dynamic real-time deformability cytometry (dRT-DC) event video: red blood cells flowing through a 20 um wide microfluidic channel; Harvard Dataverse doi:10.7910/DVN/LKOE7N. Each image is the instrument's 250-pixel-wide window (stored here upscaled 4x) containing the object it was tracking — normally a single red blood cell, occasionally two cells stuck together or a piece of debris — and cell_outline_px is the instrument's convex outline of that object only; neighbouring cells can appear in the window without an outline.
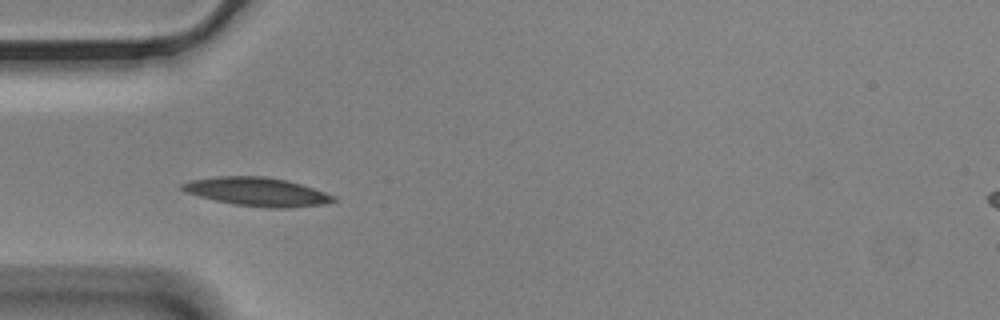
{"species": "Egyptian fruit bat (a non-hibernating species)", "species_latin": "Rousettus aegyptiacus", "temperature_condition": "cold", "stored_images_in_passage": 37, "camera_frame_rate_fps": 3000, "um_per_image_px": 0.085, "animal": {"sex": "male"}, "frame": {"image": 1, "passage_image": 1, "time_ms": 0.0, "image_size_px": [1000, 320], "cell_outline_px": [[336, 200], [324, 204], [288, 208], [268, 208], [232, 204], [184, 192], [180, 188], [180, 184], [188, 180], [216, 176], [264, 176], [288, 180], [336, 196]], "centroid_in_image_um": [21.82, 16.29], "position_along_channel_um": 63.2, "area_um2": 25.26}}
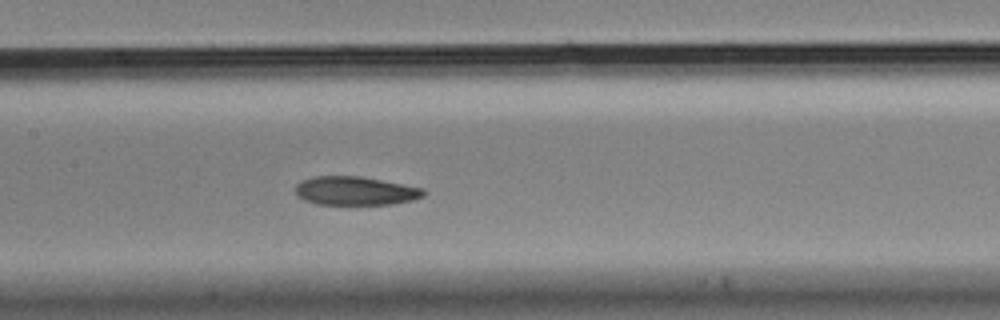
{"frame": {"image": 2, "passage_image": 11, "time_ms": 3.333, "image_size_px": [1000, 320], "cell_outline_px": [[428, 192], [424, 196], [412, 200], [392, 204], [316, 204], [304, 200], [296, 196], [296, 184], [300, 180], [312, 176], [360, 176], [424, 188]], "centroid_in_image_um": [30.19, 16.22], "position_along_channel_um": 177.2, "area_um2": 21.56}}
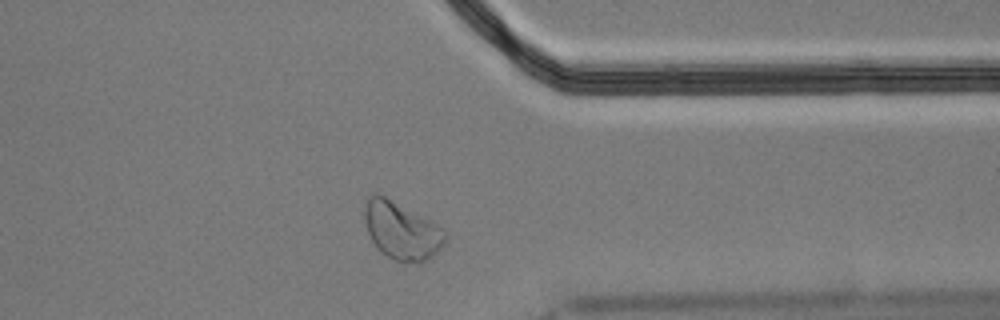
{"frame": {"image": 3, "passage_image": 29, "time_ms": 9.333, "image_size_px": [1000, 320], "cell_outline_px": [[448, 240], [436, 252], [420, 264], [416, 264], [396, 260], [380, 252], [376, 248], [368, 232], [364, 220], [364, 204], [368, 196], [384, 196], [444, 228], [448, 232]], "centroid_in_image_um": [34.16, 19.64], "position_along_channel_um": 377.2, "area_um2": 26.88}, "authors_computed_cell_mechanics": {"area_um2": 22.8888, "velocity_mm_per_s": 3.4377, "shape_relaxation_time_tau1_ms": 5.6769, "shape_relaxation_time_tau2_ms": 6.4203, "deformation_change_tau1": 0.13, "deformation_change_tau2": 0.1282}}